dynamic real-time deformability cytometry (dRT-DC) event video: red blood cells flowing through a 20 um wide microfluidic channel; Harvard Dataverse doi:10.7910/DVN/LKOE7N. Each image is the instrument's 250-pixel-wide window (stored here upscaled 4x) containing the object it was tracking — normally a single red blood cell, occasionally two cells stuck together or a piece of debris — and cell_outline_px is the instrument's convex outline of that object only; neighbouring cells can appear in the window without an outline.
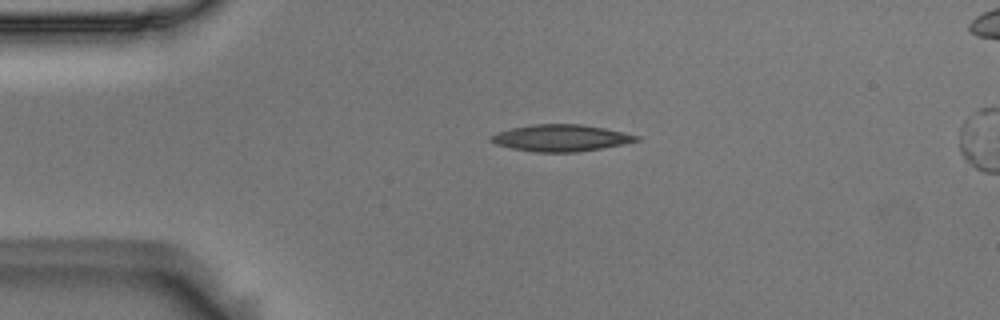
{"species": "Egyptian fruit bat (a non-hibernating species)", "species_latin": "Rousettus aegyptiacus", "temperature_condition": "room temperature", "stored_images_in_passage": 44, "camera_frame_rate_fps": 3000, "um_per_image_px": 0.085, "animal": {"sex": "male"}, "frame": {"image": 1, "passage_image": 1, "time_ms": 0.0, "image_size_px": [1000, 320], "cell_outline_px": [[640, 140], [624, 144], [576, 152], [536, 152], [512, 148], [496, 144], [488, 140], [488, 136], [496, 132], [512, 128], [532, 124], [580, 124], [604, 128], [640, 136]], "centroid_in_image_um": [47.63, 11.72], "position_along_channel_um": 37.4, "area_um2": 22.6}}
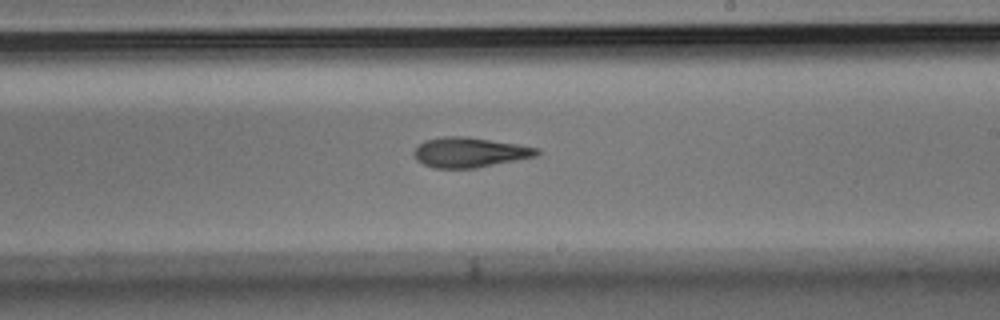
{"frame": {"image": 2, "passage_image": 21, "time_ms": 6.667, "image_size_px": [1000, 320], "cell_outline_px": [[540, 152], [536, 156], [476, 168], [432, 168], [416, 160], [412, 152], [424, 140], [444, 136], [464, 136], [516, 144], [540, 148]], "centroid_in_image_um": [39.89, 12.95], "position_along_channel_um": 249.1, "area_um2": 21.39}}
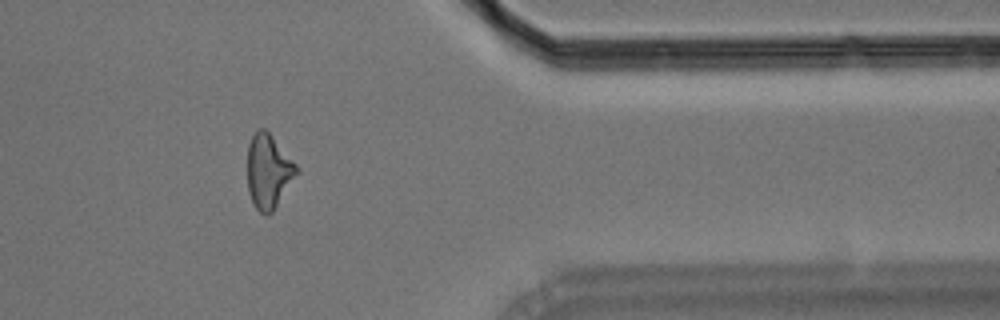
{"frame": {"image": 3, "passage_image": 34, "time_ms": 11.0, "image_size_px": [1000, 320], "cell_outline_px": [[300, 172], [272, 212], [268, 216], [264, 216], [252, 204], [248, 192], [248, 144], [256, 128], [264, 128], [272, 136], [296, 164]], "centroid_in_image_um": [22.82, 14.59], "position_along_channel_um": 388.6, "area_um2": 21.44}, "authors_computed_cell_mechanics": {"area_um2": 21.5016, "velocity_mm_per_s": 3.6397, "shape_relaxation_time_tau1_ms": 7.7392, "shape_relaxation_time_tau2_ms": 6.8269, "deformation_change_tau1": 0.2086, "deformation_change_tau2": 0.1866}}